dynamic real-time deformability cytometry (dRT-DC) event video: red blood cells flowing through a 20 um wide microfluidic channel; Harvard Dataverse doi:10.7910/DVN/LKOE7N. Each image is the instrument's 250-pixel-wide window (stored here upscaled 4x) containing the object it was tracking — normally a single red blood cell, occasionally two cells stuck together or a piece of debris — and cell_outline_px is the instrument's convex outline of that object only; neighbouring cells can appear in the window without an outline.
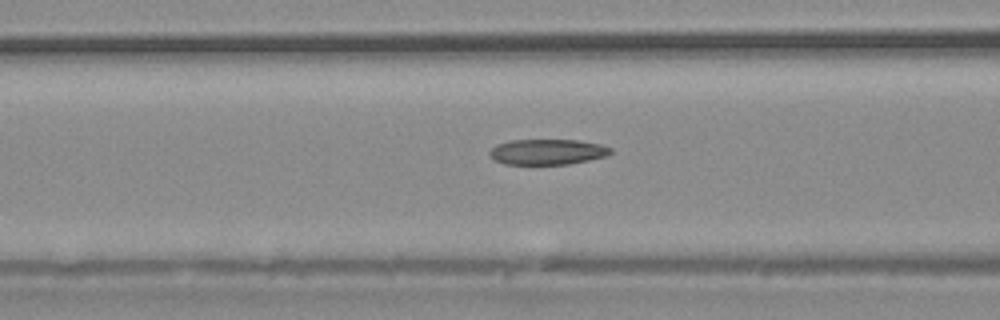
{"species": "common noctule bat (a hibernating species)", "species_latin": "Nyctalus noctula", "temperature_condition": "warm", "stored_images_in_passage": 23, "camera_frame_rate_fps": 3000, "um_per_image_px": 0.085, "animal": {"sex": "male", "body_mass_g": 20.4}, "frame": {"image": 1, "passage_image": 4, "time_ms": 1.0, "image_size_px": [1000, 320], "cell_outline_px": [[612, 152], [608, 156], [568, 164], [504, 164], [496, 160], [488, 152], [496, 144], [512, 140], [576, 140], [600, 144], [612, 148]], "centroid_in_image_um": [46.55, 12.9], "position_along_channel_um": 120.0, "area_um2": 17.92}}
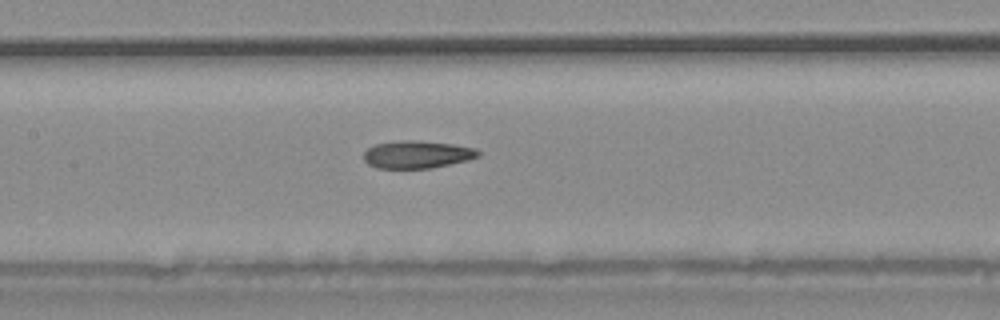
{"frame": {"image": 2, "passage_image": 7, "time_ms": 2.0, "image_size_px": [1000, 320], "cell_outline_px": [[480, 156], [468, 160], [432, 168], [376, 168], [368, 164], [364, 160], [364, 152], [368, 148], [376, 144], [404, 140], [408, 140], [452, 144], [476, 148], [480, 152]], "centroid_in_image_um": [35.46, 13.14], "position_along_channel_um": 171.9, "area_um2": 18.26}}